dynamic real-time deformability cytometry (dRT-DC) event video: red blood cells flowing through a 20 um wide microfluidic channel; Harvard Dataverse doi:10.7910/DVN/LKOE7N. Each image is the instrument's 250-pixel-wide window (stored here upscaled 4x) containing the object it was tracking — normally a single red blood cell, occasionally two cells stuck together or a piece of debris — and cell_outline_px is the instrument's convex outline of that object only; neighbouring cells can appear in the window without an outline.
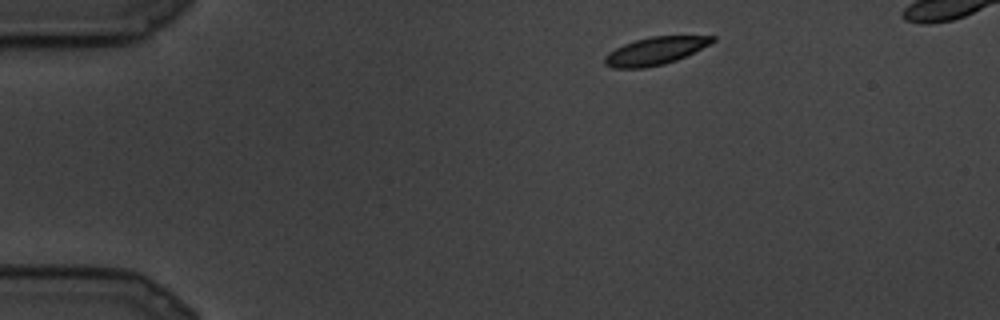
{"species": "common noctule bat (a hibernating species)", "species_latin": "Nyctalus noctula", "temperature_condition": "cold", "stored_images_in_passage": 8, "camera_frame_rate_fps": 3000, "um_per_image_px": 0.085, "animal": {"sex": "male", "body_mass_g": 19.5, "forearm_length_mm": 54.6}, "frame": {"image": 1, "passage_image": 1, "time_ms": 0.0, "image_size_px": [1000, 320], "cell_outline_px": [[716, 40], [676, 60], [664, 64], [644, 68], [612, 68], [604, 64], [604, 56], [608, 52], [624, 44], [636, 40], [652, 36], [716, 36]], "centroid_in_image_um": [55.63, 4.34], "position_along_channel_um": 29.4, "area_um2": 17.11}}
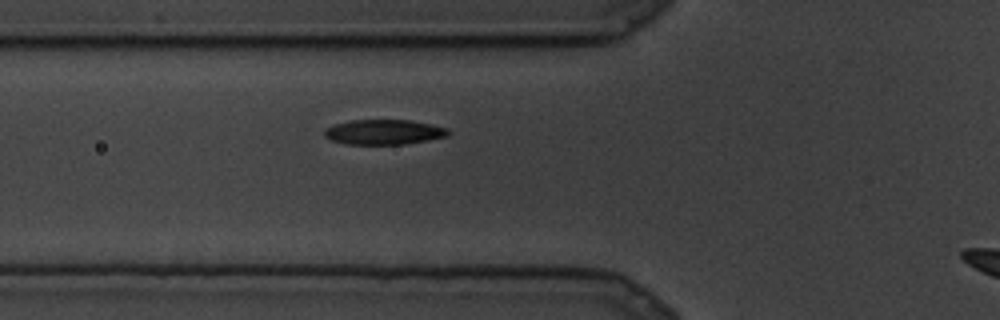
{"frame": {"image": 2, "passage_image": 6, "time_ms": 1.667, "image_size_px": [1000, 320], "cell_outline_px": [[452, 132], [448, 136], [428, 140], [404, 144], [344, 144], [332, 140], [324, 136], [324, 128], [336, 124], [352, 120], [408, 120], [432, 124], [448, 128]], "centroid_in_image_um": [32.65, 11.22], "position_along_channel_um": 93.1, "area_um2": 18.09}}
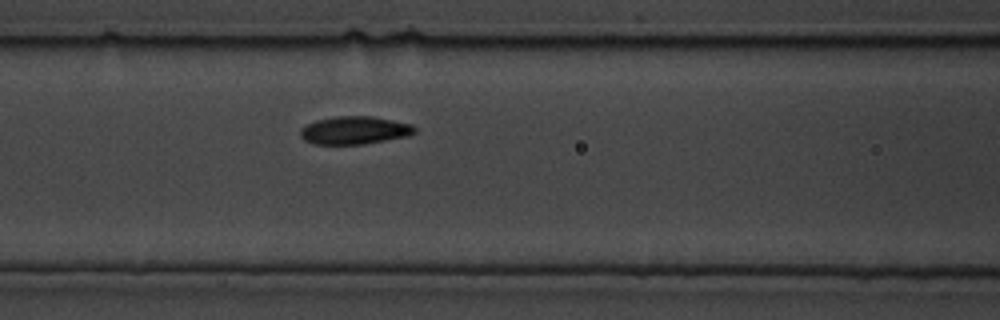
{"frame": {"image": 3, "passage_image": 8, "time_ms": 2.333, "image_size_px": [1000, 320], "cell_outline_px": [[416, 132], [408, 136], [364, 144], [312, 144], [304, 140], [300, 136], [300, 128], [316, 120], [336, 116], [372, 116], [412, 124], [416, 128]], "centroid_in_image_um": [30.13, 11.07], "position_along_channel_um": 136.5, "area_um2": 18.67}}